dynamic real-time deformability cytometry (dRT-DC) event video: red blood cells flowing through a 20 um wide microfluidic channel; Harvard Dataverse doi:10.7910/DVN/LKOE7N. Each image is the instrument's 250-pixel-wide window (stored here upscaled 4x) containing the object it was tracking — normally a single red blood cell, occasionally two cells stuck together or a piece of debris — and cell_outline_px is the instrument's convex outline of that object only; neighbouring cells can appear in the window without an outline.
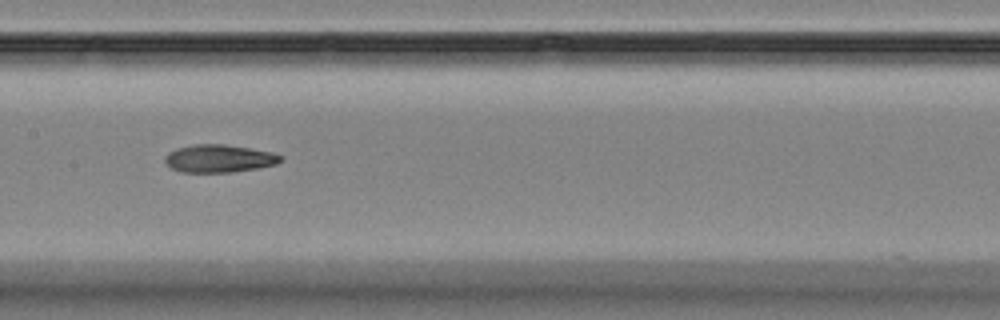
{"species": "Egyptian fruit bat (a non-hibernating species)", "species_latin": "Rousettus aegyptiacus", "temperature_condition": "room temperature", "stored_images_in_passage": 12, "camera_frame_rate_fps": 3000, "um_per_image_px": 0.085, "animal": {"sex": "female"}, "frame": {"image": 1, "passage_image": 4, "time_ms": 3.333, "image_size_px": [1000, 320], "cell_outline_px": [[284, 160], [276, 164], [256, 168], [232, 172], [180, 172], [172, 168], [164, 160], [164, 156], [168, 152], [176, 148], [192, 144], [224, 144], [272, 152], [284, 156]], "centroid_in_image_um": [18.62, 13.47], "position_along_channel_um": 188.8, "area_um2": 18.79}}
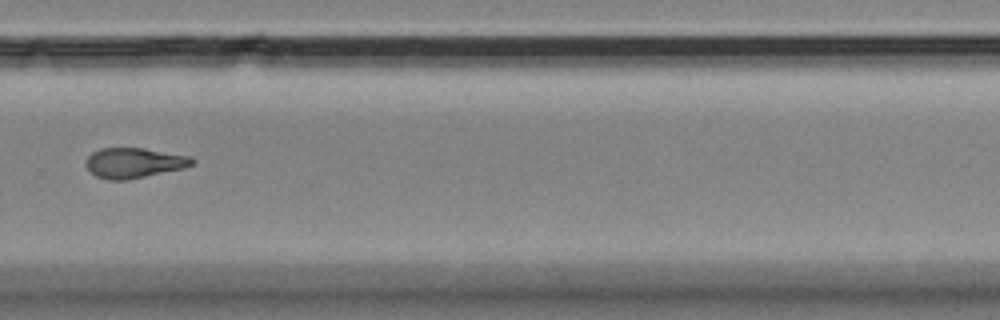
{"frame": {"image": 2, "passage_image": 7, "time_ms": 7.0, "image_size_px": [1000, 320], "cell_outline_px": [[196, 160], [192, 164], [184, 168], [124, 180], [108, 180], [96, 176], [84, 164], [84, 160], [92, 152], [100, 148], [144, 148], [192, 156]], "centroid_in_image_um": [11.38, 13.83], "position_along_channel_um": 318.4, "area_um2": 18.67}}
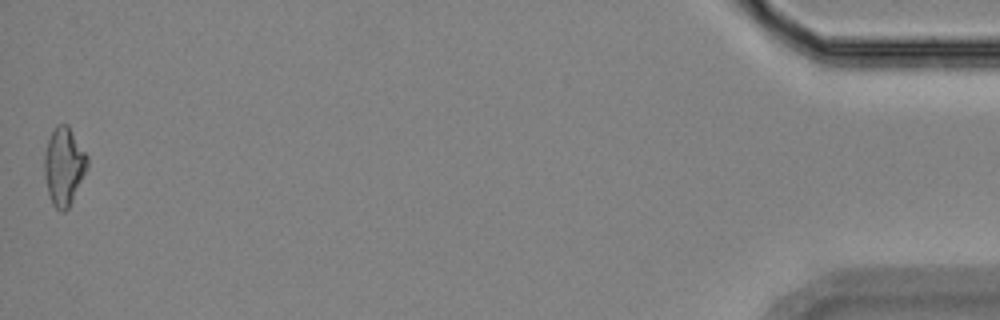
{"frame": {"image": 3, "passage_image": 12, "time_ms": 12.667, "image_size_px": [1000, 320], "cell_outline_px": [[88, 168], [68, 208], [64, 212], [60, 212], [52, 204], [48, 192], [44, 172], [44, 156], [48, 140], [56, 124], [68, 124], [88, 156]], "centroid_in_image_um": [5.44, 14.12], "position_along_channel_um": 429.8, "area_um2": 19.48}, "authors_computed_cell_mechanics": {"area_um2": 19.0162, "velocity_mm_per_s": 3.5599, "shape_relaxation_time_tau1_ms": 6.1622, "shape_relaxation_time_tau2_ms": 2.4162, "deformation_change_tau1": 0.1448, "deformation_change_tau2": 0.1055}}